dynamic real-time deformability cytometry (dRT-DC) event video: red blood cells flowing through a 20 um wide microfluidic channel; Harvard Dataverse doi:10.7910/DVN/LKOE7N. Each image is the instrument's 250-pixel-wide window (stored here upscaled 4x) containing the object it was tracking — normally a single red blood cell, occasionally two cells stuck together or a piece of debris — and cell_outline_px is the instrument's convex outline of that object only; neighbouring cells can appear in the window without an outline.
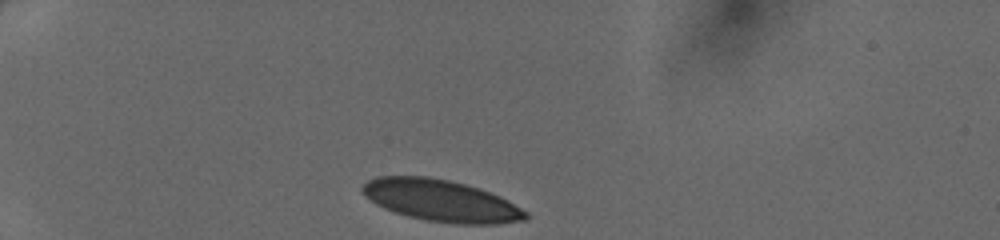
{"species": "human", "species_latin": "Homo sapiens", "temperature_condition": "cold", "stored_images_in_passage": 30, "camera_frame_rate_fps": 3000, "um_per_image_px": 0.085, "donor": {"sex": "female"}, "frame": {"image": 1, "passage_image": 1, "time_ms": 0.0, "image_size_px": [1000, 240], "cell_outline_px": [[528, 216], [524, 220], [496, 224], [456, 224], [424, 220], [408, 216], [384, 208], [376, 204], [364, 196], [360, 192], [360, 188], [368, 180], [376, 176], [428, 176], [448, 180], [480, 188], [500, 196], [528, 212]], "centroid_in_image_um": [37.46, 17.05], "position_along_channel_um": 47.5, "area_um2": 39.77}}
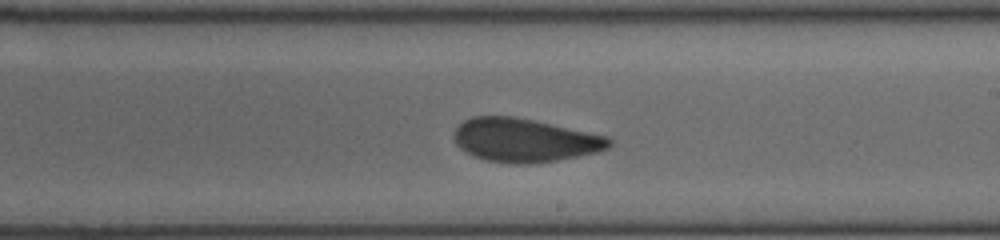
{"frame": {"image": 2, "passage_image": 18, "time_ms": 5.667, "image_size_px": [1000, 240], "cell_outline_px": [[612, 144], [608, 148], [600, 152], [536, 164], [512, 164], [484, 160], [472, 156], [460, 148], [456, 144], [452, 136], [456, 128], [464, 120], [472, 116], [512, 116], [532, 120], [608, 136], [612, 140]], "centroid_in_image_um": [44.58, 11.93], "position_along_channel_um": 244.4, "area_um2": 39.65}}
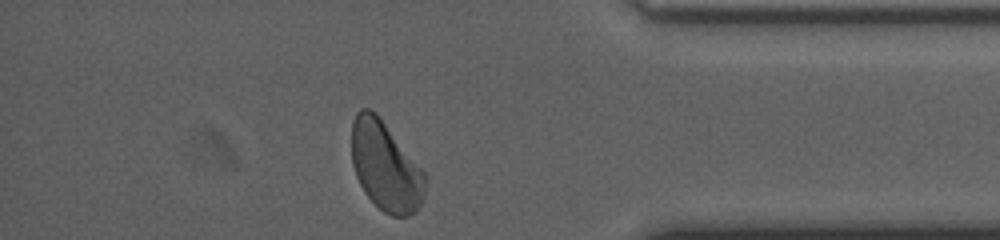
{"frame": {"image": 3, "passage_image": 30, "time_ms": 9.667, "image_size_px": [1000, 240], "cell_outline_px": [[428, 176], [424, 200], [416, 212], [408, 216], [392, 216], [384, 212], [364, 192], [356, 176], [352, 164], [352, 124], [356, 112], [360, 108], [368, 108], [376, 112]], "centroid_in_image_um": [32.8, 14.15], "position_along_channel_um": 402.4, "area_um2": 38.49}}